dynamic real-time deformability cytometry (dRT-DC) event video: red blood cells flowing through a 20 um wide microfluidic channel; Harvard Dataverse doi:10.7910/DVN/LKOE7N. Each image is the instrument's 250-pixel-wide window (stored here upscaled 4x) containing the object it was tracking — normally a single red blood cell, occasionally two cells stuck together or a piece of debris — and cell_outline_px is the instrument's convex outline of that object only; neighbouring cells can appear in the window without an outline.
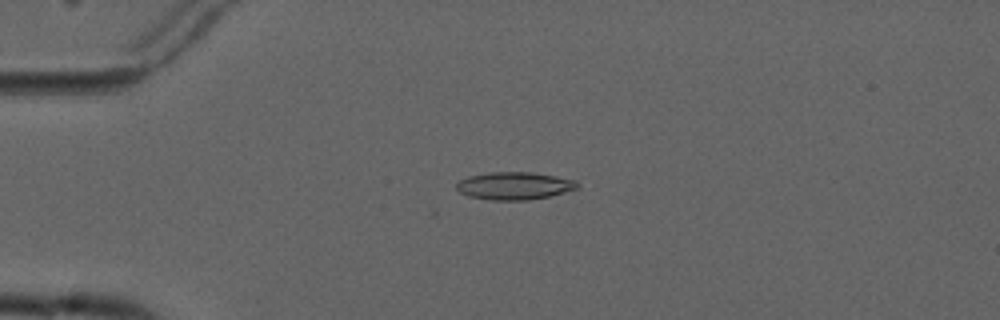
{"species": "common noctule bat (a hibernating species)", "species_latin": "Nyctalus noctula", "temperature_condition": "cold", "stored_images_in_passage": 4, "camera_frame_rate_fps": 3000, "um_per_image_px": 0.085, "animal": {"sex": "male", "forearm_length_mm": 52.5}, "frame": {"image": 1, "passage_image": 3, "time_ms": 2.333, "image_size_px": [1000, 320], "cell_outline_px": [[580, 188], [548, 196], [528, 200], [488, 200], [468, 196], [460, 192], [456, 188], [456, 184], [460, 180], [468, 176], [492, 172], [532, 172], [556, 176], [576, 180], [580, 184]], "centroid_in_image_um": [43.74, 15.79], "position_along_channel_um": 41.3, "area_um2": 19.54}}